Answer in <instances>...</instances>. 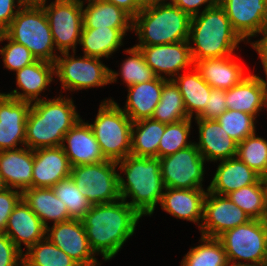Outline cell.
Listing matches in <instances>:
<instances>
[{
    "label": "cell",
    "mask_w": 267,
    "mask_h": 266,
    "mask_svg": "<svg viewBox=\"0 0 267 266\" xmlns=\"http://www.w3.org/2000/svg\"><path fill=\"white\" fill-rule=\"evenodd\" d=\"M228 109L241 111L257 118L263 108L261 77L248 74L240 83L225 90Z\"/></svg>",
    "instance_id": "cell-28"
},
{
    "label": "cell",
    "mask_w": 267,
    "mask_h": 266,
    "mask_svg": "<svg viewBox=\"0 0 267 266\" xmlns=\"http://www.w3.org/2000/svg\"><path fill=\"white\" fill-rule=\"evenodd\" d=\"M175 6L183 12L189 14L191 17L199 14L201 6L204 4L206 10L219 3V0H170Z\"/></svg>",
    "instance_id": "cell-48"
},
{
    "label": "cell",
    "mask_w": 267,
    "mask_h": 266,
    "mask_svg": "<svg viewBox=\"0 0 267 266\" xmlns=\"http://www.w3.org/2000/svg\"><path fill=\"white\" fill-rule=\"evenodd\" d=\"M263 179H264V180H267V173H266V175L263 177Z\"/></svg>",
    "instance_id": "cell-57"
},
{
    "label": "cell",
    "mask_w": 267,
    "mask_h": 266,
    "mask_svg": "<svg viewBox=\"0 0 267 266\" xmlns=\"http://www.w3.org/2000/svg\"><path fill=\"white\" fill-rule=\"evenodd\" d=\"M136 1V5L140 8V9H144L147 7H151L154 6L160 2H163L165 0H135Z\"/></svg>",
    "instance_id": "cell-51"
},
{
    "label": "cell",
    "mask_w": 267,
    "mask_h": 266,
    "mask_svg": "<svg viewBox=\"0 0 267 266\" xmlns=\"http://www.w3.org/2000/svg\"><path fill=\"white\" fill-rule=\"evenodd\" d=\"M8 187L3 179L2 174L0 173V192L6 190Z\"/></svg>",
    "instance_id": "cell-54"
},
{
    "label": "cell",
    "mask_w": 267,
    "mask_h": 266,
    "mask_svg": "<svg viewBox=\"0 0 267 266\" xmlns=\"http://www.w3.org/2000/svg\"><path fill=\"white\" fill-rule=\"evenodd\" d=\"M34 150L24 146L0 151V173L8 188L23 192L32 188Z\"/></svg>",
    "instance_id": "cell-25"
},
{
    "label": "cell",
    "mask_w": 267,
    "mask_h": 266,
    "mask_svg": "<svg viewBox=\"0 0 267 266\" xmlns=\"http://www.w3.org/2000/svg\"><path fill=\"white\" fill-rule=\"evenodd\" d=\"M61 147L72 167L96 164L106 160L91 126L82 119L64 135Z\"/></svg>",
    "instance_id": "cell-18"
},
{
    "label": "cell",
    "mask_w": 267,
    "mask_h": 266,
    "mask_svg": "<svg viewBox=\"0 0 267 266\" xmlns=\"http://www.w3.org/2000/svg\"><path fill=\"white\" fill-rule=\"evenodd\" d=\"M133 122L112 99H105L89 124L106 160L119 162L131 154Z\"/></svg>",
    "instance_id": "cell-7"
},
{
    "label": "cell",
    "mask_w": 267,
    "mask_h": 266,
    "mask_svg": "<svg viewBox=\"0 0 267 266\" xmlns=\"http://www.w3.org/2000/svg\"><path fill=\"white\" fill-rule=\"evenodd\" d=\"M22 198L46 227L48 220L53 224L71 220L66 205L52 188H28L22 192Z\"/></svg>",
    "instance_id": "cell-29"
},
{
    "label": "cell",
    "mask_w": 267,
    "mask_h": 266,
    "mask_svg": "<svg viewBox=\"0 0 267 266\" xmlns=\"http://www.w3.org/2000/svg\"><path fill=\"white\" fill-rule=\"evenodd\" d=\"M142 216L127 201L92 204L81 219L92 251L109 261L122 249Z\"/></svg>",
    "instance_id": "cell-1"
},
{
    "label": "cell",
    "mask_w": 267,
    "mask_h": 266,
    "mask_svg": "<svg viewBox=\"0 0 267 266\" xmlns=\"http://www.w3.org/2000/svg\"><path fill=\"white\" fill-rule=\"evenodd\" d=\"M201 244L192 247L181 261V266H229L227 254L218 238L201 235Z\"/></svg>",
    "instance_id": "cell-35"
},
{
    "label": "cell",
    "mask_w": 267,
    "mask_h": 266,
    "mask_svg": "<svg viewBox=\"0 0 267 266\" xmlns=\"http://www.w3.org/2000/svg\"><path fill=\"white\" fill-rule=\"evenodd\" d=\"M216 120L237 143L256 133V117L241 111L227 109Z\"/></svg>",
    "instance_id": "cell-42"
},
{
    "label": "cell",
    "mask_w": 267,
    "mask_h": 266,
    "mask_svg": "<svg viewBox=\"0 0 267 266\" xmlns=\"http://www.w3.org/2000/svg\"><path fill=\"white\" fill-rule=\"evenodd\" d=\"M71 170L70 161L61 146L35 149L32 187L52 188L69 177Z\"/></svg>",
    "instance_id": "cell-19"
},
{
    "label": "cell",
    "mask_w": 267,
    "mask_h": 266,
    "mask_svg": "<svg viewBox=\"0 0 267 266\" xmlns=\"http://www.w3.org/2000/svg\"><path fill=\"white\" fill-rule=\"evenodd\" d=\"M46 1L40 3L44 9L54 46L60 53L76 51V45L80 43L83 29V0H54L49 5Z\"/></svg>",
    "instance_id": "cell-11"
},
{
    "label": "cell",
    "mask_w": 267,
    "mask_h": 266,
    "mask_svg": "<svg viewBox=\"0 0 267 266\" xmlns=\"http://www.w3.org/2000/svg\"><path fill=\"white\" fill-rule=\"evenodd\" d=\"M125 53L129 54V57L121 64L120 73L110 70V83L116 82L120 74L127 87L147 82L157 77L145 62L139 48L133 46L126 49Z\"/></svg>",
    "instance_id": "cell-36"
},
{
    "label": "cell",
    "mask_w": 267,
    "mask_h": 266,
    "mask_svg": "<svg viewBox=\"0 0 267 266\" xmlns=\"http://www.w3.org/2000/svg\"><path fill=\"white\" fill-rule=\"evenodd\" d=\"M109 3H113L117 7L122 8L127 12L132 18H134L141 10L137 5L135 0H103Z\"/></svg>",
    "instance_id": "cell-50"
},
{
    "label": "cell",
    "mask_w": 267,
    "mask_h": 266,
    "mask_svg": "<svg viewBox=\"0 0 267 266\" xmlns=\"http://www.w3.org/2000/svg\"><path fill=\"white\" fill-rule=\"evenodd\" d=\"M5 40L8 44L0 48V55H2L4 67L8 70L16 72L37 60L27 47L14 42L4 32H0V42Z\"/></svg>",
    "instance_id": "cell-43"
},
{
    "label": "cell",
    "mask_w": 267,
    "mask_h": 266,
    "mask_svg": "<svg viewBox=\"0 0 267 266\" xmlns=\"http://www.w3.org/2000/svg\"><path fill=\"white\" fill-rule=\"evenodd\" d=\"M251 219L264 220V179L226 195Z\"/></svg>",
    "instance_id": "cell-38"
},
{
    "label": "cell",
    "mask_w": 267,
    "mask_h": 266,
    "mask_svg": "<svg viewBox=\"0 0 267 266\" xmlns=\"http://www.w3.org/2000/svg\"><path fill=\"white\" fill-rule=\"evenodd\" d=\"M55 75L54 63L36 60L32 64L23 67L16 71V84L23 92L20 93L14 89L5 95L15 98L20 101H27L30 103L39 101L38 96L47 89V86L53 81Z\"/></svg>",
    "instance_id": "cell-23"
},
{
    "label": "cell",
    "mask_w": 267,
    "mask_h": 266,
    "mask_svg": "<svg viewBox=\"0 0 267 266\" xmlns=\"http://www.w3.org/2000/svg\"><path fill=\"white\" fill-rule=\"evenodd\" d=\"M116 169L117 162L105 160L73 166L70 177L91 204L110 203L121 198Z\"/></svg>",
    "instance_id": "cell-10"
},
{
    "label": "cell",
    "mask_w": 267,
    "mask_h": 266,
    "mask_svg": "<svg viewBox=\"0 0 267 266\" xmlns=\"http://www.w3.org/2000/svg\"><path fill=\"white\" fill-rule=\"evenodd\" d=\"M4 33L27 47L37 60L55 63L57 50L47 15L40 4H24Z\"/></svg>",
    "instance_id": "cell-6"
},
{
    "label": "cell",
    "mask_w": 267,
    "mask_h": 266,
    "mask_svg": "<svg viewBox=\"0 0 267 266\" xmlns=\"http://www.w3.org/2000/svg\"><path fill=\"white\" fill-rule=\"evenodd\" d=\"M121 174L119 177V193L123 200L131 197L132 201L127 203L134 208L141 216L151 215L155 207L161 203L164 192L162 181L160 158L138 157L128 155L117 162Z\"/></svg>",
    "instance_id": "cell-3"
},
{
    "label": "cell",
    "mask_w": 267,
    "mask_h": 266,
    "mask_svg": "<svg viewBox=\"0 0 267 266\" xmlns=\"http://www.w3.org/2000/svg\"><path fill=\"white\" fill-rule=\"evenodd\" d=\"M24 4H40L47 0H22Z\"/></svg>",
    "instance_id": "cell-55"
},
{
    "label": "cell",
    "mask_w": 267,
    "mask_h": 266,
    "mask_svg": "<svg viewBox=\"0 0 267 266\" xmlns=\"http://www.w3.org/2000/svg\"><path fill=\"white\" fill-rule=\"evenodd\" d=\"M262 38L258 41L252 42L250 45L256 50L261 59L264 73L267 79V33L262 34Z\"/></svg>",
    "instance_id": "cell-49"
},
{
    "label": "cell",
    "mask_w": 267,
    "mask_h": 266,
    "mask_svg": "<svg viewBox=\"0 0 267 266\" xmlns=\"http://www.w3.org/2000/svg\"><path fill=\"white\" fill-rule=\"evenodd\" d=\"M252 220L227 196L217 195L208 190L200 226L201 235L218 238L225 231L246 224Z\"/></svg>",
    "instance_id": "cell-13"
},
{
    "label": "cell",
    "mask_w": 267,
    "mask_h": 266,
    "mask_svg": "<svg viewBox=\"0 0 267 266\" xmlns=\"http://www.w3.org/2000/svg\"><path fill=\"white\" fill-rule=\"evenodd\" d=\"M172 80L178 86L183 97L188 117L192 119L195 113L196 118L208 103L213 88L201 77L195 66L191 67L187 73L179 74Z\"/></svg>",
    "instance_id": "cell-31"
},
{
    "label": "cell",
    "mask_w": 267,
    "mask_h": 266,
    "mask_svg": "<svg viewBox=\"0 0 267 266\" xmlns=\"http://www.w3.org/2000/svg\"><path fill=\"white\" fill-rule=\"evenodd\" d=\"M4 233L20 251L24 252L21 243L26 246L27 250L46 238V226L21 198L9 216Z\"/></svg>",
    "instance_id": "cell-20"
},
{
    "label": "cell",
    "mask_w": 267,
    "mask_h": 266,
    "mask_svg": "<svg viewBox=\"0 0 267 266\" xmlns=\"http://www.w3.org/2000/svg\"><path fill=\"white\" fill-rule=\"evenodd\" d=\"M262 177L237 156L221 160L207 189L226 196L232 191L257 183Z\"/></svg>",
    "instance_id": "cell-24"
},
{
    "label": "cell",
    "mask_w": 267,
    "mask_h": 266,
    "mask_svg": "<svg viewBox=\"0 0 267 266\" xmlns=\"http://www.w3.org/2000/svg\"><path fill=\"white\" fill-rule=\"evenodd\" d=\"M229 266H248V265H229Z\"/></svg>",
    "instance_id": "cell-56"
},
{
    "label": "cell",
    "mask_w": 267,
    "mask_h": 266,
    "mask_svg": "<svg viewBox=\"0 0 267 266\" xmlns=\"http://www.w3.org/2000/svg\"><path fill=\"white\" fill-rule=\"evenodd\" d=\"M264 220L267 222V180H264Z\"/></svg>",
    "instance_id": "cell-53"
},
{
    "label": "cell",
    "mask_w": 267,
    "mask_h": 266,
    "mask_svg": "<svg viewBox=\"0 0 267 266\" xmlns=\"http://www.w3.org/2000/svg\"><path fill=\"white\" fill-rule=\"evenodd\" d=\"M151 118L164 124L177 123L189 118L183 97L173 80L167 79L164 82L160 101Z\"/></svg>",
    "instance_id": "cell-34"
},
{
    "label": "cell",
    "mask_w": 267,
    "mask_h": 266,
    "mask_svg": "<svg viewBox=\"0 0 267 266\" xmlns=\"http://www.w3.org/2000/svg\"><path fill=\"white\" fill-rule=\"evenodd\" d=\"M23 266V252L4 233L0 232V266Z\"/></svg>",
    "instance_id": "cell-44"
},
{
    "label": "cell",
    "mask_w": 267,
    "mask_h": 266,
    "mask_svg": "<svg viewBox=\"0 0 267 266\" xmlns=\"http://www.w3.org/2000/svg\"><path fill=\"white\" fill-rule=\"evenodd\" d=\"M263 266H267V259H266V261L264 262Z\"/></svg>",
    "instance_id": "cell-58"
},
{
    "label": "cell",
    "mask_w": 267,
    "mask_h": 266,
    "mask_svg": "<svg viewBox=\"0 0 267 266\" xmlns=\"http://www.w3.org/2000/svg\"><path fill=\"white\" fill-rule=\"evenodd\" d=\"M21 198L22 192L17 189L7 188L0 192V232L5 231L9 216Z\"/></svg>",
    "instance_id": "cell-45"
},
{
    "label": "cell",
    "mask_w": 267,
    "mask_h": 266,
    "mask_svg": "<svg viewBox=\"0 0 267 266\" xmlns=\"http://www.w3.org/2000/svg\"><path fill=\"white\" fill-rule=\"evenodd\" d=\"M191 16L167 0L141 9L133 18L132 31L138 35L135 46H153L188 40Z\"/></svg>",
    "instance_id": "cell-5"
},
{
    "label": "cell",
    "mask_w": 267,
    "mask_h": 266,
    "mask_svg": "<svg viewBox=\"0 0 267 266\" xmlns=\"http://www.w3.org/2000/svg\"><path fill=\"white\" fill-rule=\"evenodd\" d=\"M188 40L178 43H169L153 46H135L143 54L145 62L157 77L173 79L179 72L188 67H193ZM165 74L164 76L162 75Z\"/></svg>",
    "instance_id": "cell-16"
},
{
    "label": "cell",
    "mask_w": 267,
    "mask_h": 266,
    "mask_svg": "<svg viewBox=\"0 0 267 266\" xmlns=\"http://www.w3.org/2000/svg\"><path fill=\"white\" fill-rule=\"evenodd\" d=\"M167 79L156 77L153 80L127 87L126 105L122 110L132 122L152 117L160 101L163 84Z\"/></svg>",
    "instance_id": "cell-26"
},
{
    "label": "cell",
    "mask_w": 267,
    "mask_h": 266,
    "mask_svg": "<svg viewBox=\"0 0 267 266\" xmlns=\"http://www.w3.org/2000/svg\"><path fill=\"white\" fill-rule=\"evenodd\" d=\"M52 190L66 205L71 219L81 220L92 206L70 176L55 184Z\"/></svg>",
    "instance_id": "cell-40"
},
{
    "label": "cell",
    "mask_w": 267,
    "mask_h": 266,
    "mask_svg": "<svg viewBox=\"0 0 267 266\" xmlns=\"http://www.w3.org/2000/svg\"><path fill=\"white\" fill-rule=\"evenodd\" d=\"M80 119L72 98L60 95L31 103L26 120L25 145L31 150L59 147L64 135Z\"/></svg>",
    "instance_id": "cell-2"
},
{
    "label": "cell",
    "mask_w": 267,
    "mask_h": 266,
    "mask_svg": "<svg viewBox=\"0 0 267 266\" xmlns=\"http://www.w3.org/2000/svg\"><path fill=\"white\" fill-rule=\"evenodd\" d=\"M236 156L262 178L267 173V140L256 133L237 143Z\"/></svg>",
    "instance_id": "cell-39"
},
{
    "label": "cell",
    "mask_w": 267,
    "mask_h": 266,
    "mask_svg": "<svg viewBox=\"0 0 267 266\" xmlns=\"http://www.w3.org/2000/svg\"><path fill=\"white\" fill-rule=\"evenodd\" d=\"M132 29L116 28H83L80 45L86 56L97 58H109L112 53L123 45V38L126 32Z\"/></svg>",
    "instance_id": "cell-32"
},
{
    "label": "cell",
    "mask_w": 267,
    "mask_h": 266,
    "mask_svg": "<svg viewBox=\"0 0 267 266\" xmlns=\"http://www.w3.org/2000/svg\"><path fill=\"white\" fill-rule=\"evenodd\" d=\"M219 4L243 41L267 33V0H219Z\"/></svg>",
    "instance_id": "cell-15"
},
{
    "label": "cell",
    "mask_w": 267,
    "mask_h": 266,
    "mask_svg": "<svg viewBox=\"0 0 267 266\" xmlns=\"http://www.w3.org/2000/svg\"><path fill=\"white\" fill-rule=\"evenodd\" d=\"M192 119L187 118L177 123L165 125L164 134L158 146V158H163L187 148L194 142L188 141Z\"/></svg>",
    "instance_id": "cell-41"
},
{
    "label": "cell",
    "mask_w": 267,
    "mask_h": 266,
    "mask_svg": "<svg viewBox=\"0 0 267 266\" xmlns=\"http://www.w3.org/2000/svg\"><path fill=\"white\" fill-rule=\"evenodd\" d=\"M218 239L224 247L230 265L263 266L267 259L265 220L252 219L246 224L225 231Z\"/></svg>",
    "instance_id": "cell-8"
},
{
    "label": "cell",
    "mask_w": 267,
    "mask_h": 266,
    "mask_svg": "<svg viewBox=\"0 0 267 266\" xmlns=\"http://www.w3.org/2000/svg\"><path fill=\"white\" fill-rule=\"evenodd\" d=\"M205 161L195 142L172 155L160 158L164 187L179 189L203 188Z\"/></svg>",
    "instance_id": "cell-12"
},
{
    "label": "cell",
    "mask_w": 267,
    "mask_h": 266,
    "mask_svg": "<svg viewBox=\"0 0 267 266\" xmlns=\"http://www.w3.org/2000/svg\"><path fill=\"white\" fill-rule=\"evenodd\" d=\"M193 63L234 54L243 40L234 31L224 8L217 5L192 16L188 42Z\"/></svg>",
    "instance_id": "cell-4"
},
{
    "label": "cell",
    "mask_w": 267,
    "mask_h": 266,
    "mask_svg": "<svg viewBox=\"0 0 267 266\" xmlns=\"http://www.w3.org/2000/svg\"><path fill=\"white\" fill-rule=\"evenodd\" d=\"M87 2L83 9V28L132 29L133 18L122 8L103 0Z\"/></svg>",
    "instance_id": "cell-30"
},
{
    "label": "cell",
    "mask_w": 267,
    "mask_h": 266,
    "mask_svg": "<svg viewBox=\"0 0 267 266\" xmlns=\"http://www.w3.org/2000/svg\"><path fill=\"white\" fill-rule=\"evenodd\" d=\"M199 131V142L195 143L206 161H221L235 157L237 142L232 139L216 119L195 118Z\"/></svg>",
    "instance_id": "cell-21"
},
{
    "label": "cell",
    "mask_w": 267,
    "mask_h": 266,
    "mask_svg": "<svg viewBox=\"0 0 267 266\" xmlns=\"http://www.w3.org/2000/svg\"><path fill=\"white\" fill-rule=\"evenodd\" d=\"M233 56L203 59L194 66L213 89L229 90L246 77L243 66Z\"/></svg>",
    "instance_id": "cell-27"
},
{
    "label": "cell",
    "mask_w": 267,
    "mask_h": 266,
    "mask_svg": "<svg viewBox=\"0 0 267 266\" xmlns=\"http://www.w3.org/2000/svg\"><path fill=\"white\" fill-rule=\"evenodd\" d=\"M16 2L17 5H15ZM23 6L22 0H0V32H4L10 26L11 21Z\"/></svg>",
    "instance_id": "cell-47"
},
{
    "label": "cell",
    "mask_w": 267,
    "mask_h": 266,
    "mask_svg": "<svg viewBox=\"0 0 267 266\" xmlns=\"http://www.w3.org/2000/svg\"><path fill=\"white\" fill-rule=\"evenodd\" d=\"M46 238L70 256L79 266H98L82 220L71 219L46 227Z\"/></svg>",
    "instance_id": "cell-14"
},
{
    "label": "cell",
    "mask_w": 267,
    "mask_h": 266,
    "mask_svg": "<svg viewBox=\"0 0 267 266\" xmlns=\"http://www.w3.org/2000/svg\"><path fill=\"white\" fill-rule=\"evenodd\" d=\"M23 266H79L47 238L29 247L23 254Z\"/></svg>",
    "instance_id": "cell-37"
},
{
    "label": "cell",
    "mask_w": 267,
    "mask_h": 266,
    "mask_svg": "<svg viewBox=\"0 0 267 266\" xmlns=\"http://www.w3.org/2000/svg\"><path fill=\"white\" fill-rule=\"evenodd\" d=\"M261 87L263 91V108L267 107V79L266 81L261 78Z\"/></svg>",
    "instance_id": "cell-52"
},
{
    "label": "cell",
    "mask_w": 267,
    "mask_h": 266,
    "mask_svg": "<svg viewBox=\"0 0 267 266\" xmlns=\"http://www.w3.org/2000/svg\"><path fill=\"white\" fill-rule=\"evenodd\" d=\"M165 125L152 118L133 122L131 155L138 157H158V146L161 136L164 134Z\"/></svg>",
    "instance_id": "cell-33"
},
{
    "label": "cell",
    "mask_w": 267,
    "mask_h": 266,
    "mask_svg": "<svg viewBox=\"0 0 267 266\" xmlns=\"http://www.w3.org/2000/svg\"><path fill=\"white\" fill-rule=\"evenodd\" d=\"M76 52H62L57 56L55 76L61 82V89L76 91L105 86L110 83V68L106 67L101 58L83 55L76 57Z\"/></svg>",
    "instance_id": "cell-9"
},
{
    "label": "cell",
    "mask_w": 267,
    "mask_h": 266,
    "mask_svg": "<svg viewBox=\"0 0 267 266\" xmlns=\"http://www.w3.org/2000/svg\"><path fill=\"white\" fill-rule=\"evenodd\" d=\"M164 190L161 209L176 218L197 223L200 229L208 189L165 188Z\"/></svg>",
    "instance_id": "cell-22"
},
{
    "label": "cell",
    "mask_w": 267,
    "mask_h": 266,
    "mask_svg": "<svg viewBox=\"0 0 267 266\" xmlns=\"http://www.w3.org/2000/svg\"><path fill=\"white\" fill-rule=\"evenodd\" d=\"M225 90L212 89L204 110L196 117L202 119H217L226 110Z\"/></svg>",
    "instance_id": "cell-46"
},
{
    "label": "cell",
    "mask_w": 267,
    "mask_h": 266,
    "mask_svg": "<svg viewBox=\"0 0 267 266\" xmlns=\"http://www.w3.org/2000/svg\"><path fill=\"white\" fill-rule=\"evenodd\" d=\"M31 103L0 93V151L25 145L26 120Z\"/></svg>",
    "instance_id": "cell-17"
}]
</instances>
